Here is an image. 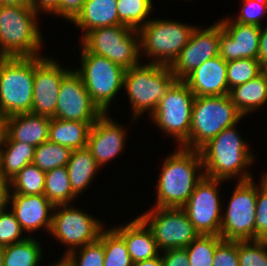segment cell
Instances as JSON below:
<instances>
[{
	"label": "cell",
	"mask_w": 267,
	"mask_h": 266,
	"mask_svg": "<svg viewBox=\"0 0 267 266\" xmlns=\"http://www.w3.org/2000/svg\"><path fill=\"white\" fill-rule=\"evenodd\" d=\"M8 182L10 194H44L45 172L30 163Z\"/></svg>",
	"instance_id": "1f68e13d"
},
{
	"label": "cell",
	"mask_w": 267,
	"mask_h": 266,
	"mask_svg": "<svg viewBox=\"0 0 267 266\" xmlns=\"http://www.w3.org/2000/svg\"><path fill=\"white\" fill-rule=\"evenodd\" d=\"M72 23L84 32L81 38L96 28L122 25L117 13V0H86Z\"/></svg>",
	"instance_id": "cb8c5ba5"
},
{
	"label": "cell",
	"mask_w": 267,
	"mask_h": 266,
	"mask_svg": "<svg viewBox=\"0 0 267 266\" xmlns=\"http://www.w3.org/2000/svg\"><path fill=\"white\" fill-rule=\"evenodd\" d=\"M41 246L31 234L21 242L2 247L3 266H40L44 257Z\"/></svg>",
	"instance_id": "f1b7e54d"
},
{
	"label": "cell",
	"mask_w": 267,
	"mask_h": 266,
	"mask_svg": "<svg viewBox=\"0 0 267 266\" xmlns=\"http://www.w3.org/2000/svg\"><path fill=\"white\" fill-rule=\"evenodd\" d=\"M113 228L124 238L133 263L151 259L160 254L152 231L139 216L127 224L115 225Z\"/></svg>",
	"instance_id": "7402d4cb"
},
{
	"label": "cell",
	"mask_w": 267,
	"mask_h": 266,
	"mask_svg": "<svg viewBox=\"0 0 267 266\" xmlns=\"http://www.w3.org/2000/svg\"><path fill=\"white\" fill-rule=\"evenodd\" d=\"M72 149L49 140L35 147L32 163L47 172L57 167L67 166Z\"/></svg>",
	"instance_id": "836d02e7"
},
{
	"label": "cell",
	"mask_w": 267,
	"mask_h": 266,
	"mask_svg": "<svg viewBox=\"0 0 267 266\" xmlns=\"http://www.w3.org/2000/svg\"><path fill=\"white\" fill-rule=\"evenodd\" d=\"M197 25L172 19L151 18L139 31L140 55L148 63L170 66L188 44Z\"/></svg>",
	"instance_id": "8992f818"
},
{
	"label": "cell",
	"mask_w": 267,
	"mask_h": 266,
	"mask_svg": "<svg viewBox=\"0 0 267 266\" xmlns=\"http://www.w3.org/2000/svg\"><path fill=\"white\" fill-rule=\"evenodd\" d=\"M152 0H117V13L122 25L139 30L151 18Z\"/></svg>",
	"instance_id": "d6a6232c"
},
{
	"label": "cell",
	"mask_w": 267,
	"mask_h": 266,
	"mask_svg": "<svg viewBox=\"0 0 267 266\" xmlns=\"http://www.w3.org/2000/svg\"><path fill=\"white\" fill-rule=\"evenodd\" d=\"M80 67L75 69L82 78L91 99L103 113L123 89L125 69L108 58L86 51L80 46Z\"/></svg>",
	"instance_id": "9c48e42d"
},
{
	"label": "cell",
	"mask_w": 267,
	"mask_h": 266,
	"mask_svg": "<svg viewBox=\"0 0 267 266\" xmlns=\"http://www.w3.org/2000/svg\"><path fill=\"white\" fill-rule=\"evenodd\" d=\"M257 186L255 240H267V171Z\"/></svg>",
	"instance_id": "f35d334b"
},
{
	"label": "cell",
	"mask_w": 267,
	"mask_h": 266,
	"mask_svg": "<svg viewBox=\"0 0 267 266\" xmlns=\"http://www.w3.org/2000/svg\"><path fill=\"white\" fill-rule=\"evenodd\" d=\"M227 63L219 55L210 58L190 72L182 81L195 96L229 95Z\"/></svg>",
	"instance_id": "44dd1931"
},
{
	"label": "cell",
	"mask_w": 267,
	"mask_h": 266,
	"mask_svg": "<svg viewBox=\"0 0 267 266\" xmlns=\"http://www.w3.org/2000/svg\"><path fill=\"white\" fill-rule=\"evenodd\" d=\"M222 240L218 235H199L185 247L190 266H212L215 249Z\"/></svg>",
	"instance_id": "e575fe53"
},
{
	"label": "cell",
	"mask_w": 267,
	"mask_h": 266,
	"mask_svg": "<svg viewBox=\"0 0 267 266\" xmlns=\"http://www.w3.org/2000/svg\"><path fill=\"white\" fill-rule=\"evenodd\" d=\"M219 21L222 24L219 56L226 62L242 58L258 60L262 27L239 23L230 16Z\"/></svg>",
	"instance_id": "ac0fdd59"
},
{
	"label": "cell",
	"mask_w": 267,
	"mask_h": 266,
	"mask_svg": "<svg viewBox=\"0 0 267 266\" xmlns=\"http://www.w3.org/2000/svg\"><path fill=\"white\" fill-rule=\"evenodd\" d=\"M35 147L24 142L5 140L0 148V178L9 181L32 163Z\"/></svg>",
	"instance_id": "83f0119b"
},
{
	"label": "cell",
	"mask_w": 267,
	"mask_h": 266,
	"mask_svg": "<svg viewBox=\"0 0 267 266\" xmlns=\"http://www.w3.org/2000/svg\"><path fill=\"white\" fill-rule=\"evenodd\" d=\"M265 68L255 59L242 58L227 63V84L228 89L244 84L257 77Z\"/></svg>",
	"instance_id": "d590c367"
},
{
	"label": "cell",
	"mask_w": 267,
	"mask_h": 266,
	"mask_svg": "<svg viewBox=\"0 0 267 266\" xmlns=\"http://www.w3.org/2000/svg\"><path fill=\"white\" fill-rule=\"evenodd\" d=\"M176 81L171 68L167 65L143 62L127 69L122 90L127 93L132 108V122L155 111L166 91Z\"/></svg>",
	"instance_id": "277c9868"
},
{
	"label": "cell",
	"mask_w": 267,
	"mask_h": 266,
	"mask_svg": "<svg viewBox=\"0 0 267 266\" xmlns=\"http://www.w3.org/2000/svg\"><path fill=\"white\" fill-rule=\"evenodd\" d=\"M57 61L47 55L35 57L33 104L30 113L50 118L55 115L60 84L71 70Z\"/></svg>",
	"instance_id": "2e32d148"
},
{
	"label": "cell",
	"mask_w": 267,
	"mask_h": 266,
	"mask_svg": "<svg viewBox=\"0 0 267 266\" xmlns=\"http://www.w3.org/2000/svg\"><path fill=\"white\" fill-rule=\"evenodd\" d=\"M7 121L8 116L0 113V148L5 143L7 137Z\"/></svg>",
	"instance_id": "c3c4849f"
},
{
	"label": "cell",
	"mask_w": 267,
	"mask_h": 266,
	"mask_svg": "<svg viewBox=\"0 0 267 266\" xmlns=\"http://www.w3.org/2000/svg\"><path fill=\"white\" fill-rule=\"evenodd\" d=\"M133 266H162L161 254L151 259L135 262Z\"/></svg>",
	"instance_id": "681fc988"
},
{
	"label": "cell",
	"mask_w": 267,
	"mask_h": 266,
	"mask_svg": "<svg viewBox=\"0 0 267 266\" xmlns=\"http://www.w3.org/2000/svg\"><path fill=\"white\" fill-rule=\"evenodd\" d=\"M233 104L245 116L267 103V69L257 77L230 89Z\"/></svg>",
	"instance_id": "d4e9b609"
},
{
	"label": "cell",
	"mask_w": 267,
	"mask_h": 266,
	"mask_svg": "<svg viewBox=\"0 0 267 266\" xmlns=\"http://www.w3.org/2000/svg\"><path fill=\"white\" fill-rule=\"evenodd\" d=\"M103 114L91 99L81 75L73 68L63 77L54 118L87 122L91 126Z\"/></svg>",
	"instance_id": "9a60e30c"
},
{
	"label": "cell",
	"mask_w": 267,
	"mask_h": 266,
	"mask_svg": "<svg viewBox=\"0 0 267 266\" xmlns=\"http://www.w3.org/2000/svg\"><path fill=\"white\" fill-rule=\"evenodd\" d=\"M104 247L103 266H133L124 238L113 228H104L99 236Z\"/></svg>",
	"instance_id": "4dcf8cb0"
},
{
	"label": "cell",
	"mask_w": 267,
	"mask_h": 266,
	"mask_svg": "<svg viewBox=\"0 0 267 266\" xmlns=\"http://www.w3.org/2000/svg\"><path fill=\"white\" fill-rule=\"evenodd\" d=\"M195 97L182 80H176L150 117L151 122H154L162 133H167L177 141L178 146L187 149Z\"/></svg>",
	"instance_id": "30bf717a"
},
{
	"label": "cell",
	"mask_w": 267,
	"mask_h": 266,
	"mask_svg": "<svg viewBox=\"0 0 267 266\" xmlns=\"http://www.w3.org/2000/svg\"><path fill=\"white\" fill-rule=\"evenodd\" d=\"M236 183L222 211L220 236L223 240H255L257 184L254 179Z\"/></svg>",
	"instance_id": "7c38bea8"
},
{
	"label": "cell",
	"mask_w": 267,
	"mask_h": 266,
	"mask_svg": "<svg viewBox=\"0 0 267 266\" xmlns=\"http://www.w3.org/2000/svg\"><path fill=\"white\" fill-rule=\"evenodd\" d=\"M237 125L223 129L199 149L204 176L225 182L254 178L247 168L255 162V155L239 134Z\"/></svg>",
	"instance_id": "6da1fadb"
},
{
	"label": "cell",
	"mask_w": 267,
	"mask_h": 266,
	"mask_svg": "<svg viewBox=\"0 0 267 266\" xmlns=\"http://www.w3.org/2000/svg\"><path fill=\"white\" fill-rule=\"evenodd\" d=\"M79 41L86 51L106 57L125 70L141 63L139 31L126 25L93 29Z\"/></svg>",
	"instance_id": "ba28073f"
},
{
	"label": "cell",
	"mask_w": 267,
	"mask_h": 266,
	"mask_svg": "<svg viewBox=\"0 0 267 266\" xmlns=\"http://www.w3.org/2000/svg\"><path fill=\"white\" fill-rule=\"evenodd\" d=\"M8 204L24 233L31 234L40 229L50 231L55 206L44 194H9Z\"/></svg>",
	"instance_id": "ffe728a7"
},
{
	"label": "cell",
	"mask_w": 267,
	"mask_h": 266,
	"mask_svg": "<svg viewBox=\"0 0 267 266\" xmlns=\"http://www.w3.org/2000/svg\"><path fill=\"white\" fill-rule=\"evenodd\" d=\"M39 15L31 6L0 5V57L41 56Z\"/></svg>",
	"instance_id": "3957f363"
},
{
	"label": "cell",
	"mask_w": 267,
	"mask_h": 266,
	"mask_svg": "<svg viewBox=\"0 0 267 266\" xmlns=\"http://www.w3.org/2000/svg\"><path fill=\"white\" fill-rule=\"evenodd\" d=\"M160 254L162 266H190L185 248L169 249Z\"/></svg>",
	"instance_id": "ee69618b"
},
{
	"label": "cell",
	"mask_w": 267,
	"mask_h": 266,
	"mask_svg": "<svg viewBox=\"0 0 267 266\" xmlns=\"http://www.w3.org/2000/svg\"><path fill=\"white\" fill-rule=\"evenodd\" d=\"M222 24L217 21L209 27H196L188 44L169 66L176 80H183L206 60L219 55Z\"/></svg>",
	"instance_id": "e0dca14e"
},
{
	"label": "cell",
	"mask_w": 267,
	"mask_h": 266,
	"mask_svg": "<svg viewBox=\"0 0 267 266\" xmlns=\"http://www.w3.org/2000/svg\"><path fill=\"white\" fill-rule=\"evenodd\" d=\"M23 232L11 209L0 212V247L25 240L28 236Z\"/></svg>",
	"instance_id": "ab89813d"
},
{
	"label": "cell",
	"mask_w": 267,
	"mask_h": 266,
	"mask_svg": "<svg viewBox=\"0 0 267 266\" xmlns=\"http://www.w3.org/2000/svg\"><path fill=\"white\" fill-rule=\"evenodd\" d=\"M65 257L73 266H103L105 259L103 243L98 239L70 252Z\"/></svg>",
	"instance_id": "74e56055"
},
{
	"label": "cell",
	"mask_w": 267,
	"mask_h": 266,
	"mask_svg": "<svg viewBox=\"0 0 267 266\" xmlns=\"http://www.w3.org/2000/svg\"><path fill=\"white\" fill-rule=\"evenodd\" d=\"M244 115L229 95L196 96L192 107L188 149L199 150L223 129L236 125Z\"/></svg>",
	"instance_id": "5b68a950"
},
{
	"label": "cell",
	"mask_w": 267,
	"mask_h": 266,
	"mask_svg": "<svg viewBox=\"0 0 267 266\" xmlns=\"http://www.w3.org/2000/svg\"><path fill=\"white\" fill-rule=\"evenodd\" d=\"M73 205H57L53 210L49 233L66 246L63 256L97 241L101 231L106 228L99 218Z\"/></svg>",
	"instance_id": "8fae6325"
},
{
	"label": "cell",
	"mask_w": 267,
	"mask_h": 266,
	"mask_svg": "<svg viewBox=\"0 0 267 266\" xmlns=\"http://www.w3.org/2000/svg\"><path fill=\"white\" fill-rule=\"evenodd\" d=\"M124 127L108 113H103L91 126L87 148L100 168L124 152L128 129Z\"/></svg>",
	"instance_id": "d6986e66"
},
{
	"label": "cell",
	"mask_w": 267,
	"mask_h": 266,
	"mask_svg": "<svg viewBox=\"0 0 267 266\" xmlns=\"http://www.w3.org/2000/svg\"><path fill=\"white\" fill-rule=\"evenodd\" d=\"M222 182L224 180L204 176L182 207L200 235L220 236L223 210L221 201L224 200L221 199L219 187Z\"/></svg>",
	"instance_id": "5bb4252c"
},
{
	"label": "cell",
	"mask_w": 267,
	"mask_h": 266,
	"mask_svg": "<svg viewBox=\"0 0 267 266\" xmlns=\"http://www.w3.org/2000/svg\"><path fill=\"white\" fill-rule=\"evenodd\" d=\"M165 158L157 180L156 202L153 207L182 208L197 183L204 177L199 150L176 146Z\"/></svg>",
	"instance_id": "7a4b0ae2"
},
{
	"label": "cell",
	"mask_w": 267,
	"mask_h": 266,
	"mask_svg": "<svg viewBox=\"0 0 267 266\" xmlns=\"http://www.w3.org/2000/svg\"><path fill=\"white\" fill-rule=\"evenodd\" d=\"M44 195L54 206L71 204L76 200L66 166L45 172Z\"/></svg>",
	"instance_id": "f546056e"
},
{
	"label": "cell",
	"mask_w": 267,
	"mask_h": 266,
	"mask_svg": "<svg viewBox=\"0 0 267 266\" xmlns=\"http://www.w3.org/2000/svg\"><path fill=\"white\" fill-rule=\"evenodd\" d=\"M9 194V182L0 178V212L8 208Z\"/></svg>",
	"instance_id": "7dc6e473"
},
{
	"label": "cell",
	"mask_w": 267,
	"mask_h": 266,
	"mask_svg": "<svg viewBox=\"0 0 267 266\" xmlns=\"http://www.w3.org/2000/svg\"><path fill=\"white\" fill-rule=\"evenodd\" d=\"M0 266H3V253H2V247H0Z\"/></svg>",
	"instance_id": "f5cc1de1"
},
{
	"label": "cell",
	"mask_w": 267,
	"mask_h": 266,
	"mask_svg": "<svg viewBox=\"0 0 267 266\" xmlns=\"http://www.w3.org/2000/svg\"><path fill=\"white\" fill-rule=\"evenodd\" d=\"M0 5L30 6L29 0H0Z\"/></svg>",
	"instance_id": "f907efd6"
},
{
	"label": "cell",
	"mask_w": 267,
	"mask_h": 266,
	"mask_svg": "<svg viewBox=\"0 0 267 266\" xmlns=\"http://www.w3.org/2000/svg\"><path fill=\"white\" fill-rule=\"evenodd\" d=\"M258 61L267 69V26L264 25L260 31Z\"/></svg>",
	"instance_id": "bcb514c9"
},
{
	"label": "cell",
	"mask_w": 267,
	"mask_h": 266,
	"mask_svg": "<svg viewBox=\"0 0 267 266\" xmlns=\"http://www.w3.org/2000/svg\"><path fill=\"white\" fill-rule=\"evenodd\" d=\"M86 0H58V16L73 22L82 11Z\"/></svg>",
	"instance_id": "7bdbcfd3"
},
{
	"label": "cell",
	"mask_w": 267,
	"mask_h": 266,
	"mask_svg": "<svg viewBox=\"0 0 267 266\" xmlns=\"http://www.w3.org/2000/svg\"><path fill=\"white\" fill-rule=\"evenodd\" d=\"M66 167L71 189L77 198L91 186L96 173L101 169L87 147L72 150Z\"/></svg>",
	"instance_id": "484cf974"
},
{
	"label": "cell",
	"mask_w": 267,
	"mask_h": 266,
	"mask_svg": "<svg viewBox=\"0 0 267 266\" xmlns=\"http://www.w3.org/2000/svg\"><path fill=\"white\" fill-rule=\"evenodd\" d=\"M50 117L21 113L8 117L6 140L28 143L34 147L49 140Z\"/></svg>",
	"instance_id": "603a6c76"
},
{
	"label": "cell",
	"mask_w": 267,
	"mask_h": 266,
	"mask_svg": "<svg viewBox=\"0 0 267 266\" xmlns=\"http://www.w3.org/2000/svg\"><path fill=\"white\" fill-rule=\"evenodd\" d=\"M212 266H239L238 241L222 240L215 249Z\"/></svg>",
	"instance_id": "b9f144b4"
},
{
	"label": "cell",
	"mask_w": 267,
	"mask_h": 266,
	"mask_svg": "<svg viewBox=\"0 0 267 266\" xmlns=\"http://www.w3.org/2000/svg\"><path fill=\"white\" fill-rule=\"evenodd\" d=\"M139 217L152 231L161 252L185 248L200 235L183 208L151 207Z\"/></svg>",
	"instance_id": "4fadbf2b"
},
{
	"label": "cell",
	"mask_w": 267,
	"mask_h": 266,
	"mask_svg": "<svg viewBox=\"0 0 267 266\" xmlns=\"http://www.w3.org/2000/svg\"><path fill=\"white\" fill-rule=\"evenodd\" d=\"M239 266H267V240L238 241Z\"/></svg>",
	"instance_id": "8d00e7d4"
},
{
	"label": "cell",
	"mask_w": 267,
	"mask_h": 266,
	"mask_svg": "<svg viewBox=\"0 0 267 266\" xmlns=\"http://www.w3.org/2000/svg\"><path fill=\"white\" fill-rule=\"evenodd\" d=\"M35 57H0V113H30L33 104Z\"/></svg>",
	"instance_id": "52a82bcc"
},
{
	"label": "cell",
	"mask_w": 267,
	"mask_h": 266,
	"mask_svg": "<svg viewBox=\"0 0 267 266\" xmlns=\"http://www.w3.org/2000/svg\"><path fill=\"white\" fill-rule=\"evenodd\" d=\"M47 266H73L71 264V262L65 257V256H62L60 258V260H58L57 262H53L51 263L50 265H47Z\"/></svg>",
	"instance_id": "816d5d0a"
},
{
	"label": "cell",
	"mask_w": 267,
	"mask_h": 266,
	"mask_svg": "<svg viewBox=\"0 0 267 266\" xmlns=\"http://www.w3.org/2000/svg\"><path fill=\"white\" fill-rule=\"evenodd\" d=\"M91 125L87 122L62 120L52 117L49 141L74 149L87 147Z\"/></svg>",
	"instance_id": "4316f807"
},
{
	"label": "cell",
	"mask_w": 267,
	"mask_h": 266,
	"mask_svg": "<svg viewBox=\"0 0 267 266\" xmlns=\"http://www.w3.org/2000/svg\"><path fill=\"white\" fill-rule=\"evenodd\" d=\"M267 14V0H241V10L237 15V18H234V21H237L242 24L257 25L262 27L263 16Z\"/></svg>",
	"instance_id": "60d3db41"
},
{
	"label": "cell",
	"mask_w": 267,
	"mask_h": 266,
	"mask_svg": "<svg viewBox=\"0 0 267 266\" xmlns=\"http://www.w3.org/2000/svg\"><path fill=\"white\" fill-rule=\"evenodd\" d=\"M29 3L39 14L44 12L58 17V0H29Z\"/></svg>",
	"instance_id": "f6af8a7d"
}]
</instances>
